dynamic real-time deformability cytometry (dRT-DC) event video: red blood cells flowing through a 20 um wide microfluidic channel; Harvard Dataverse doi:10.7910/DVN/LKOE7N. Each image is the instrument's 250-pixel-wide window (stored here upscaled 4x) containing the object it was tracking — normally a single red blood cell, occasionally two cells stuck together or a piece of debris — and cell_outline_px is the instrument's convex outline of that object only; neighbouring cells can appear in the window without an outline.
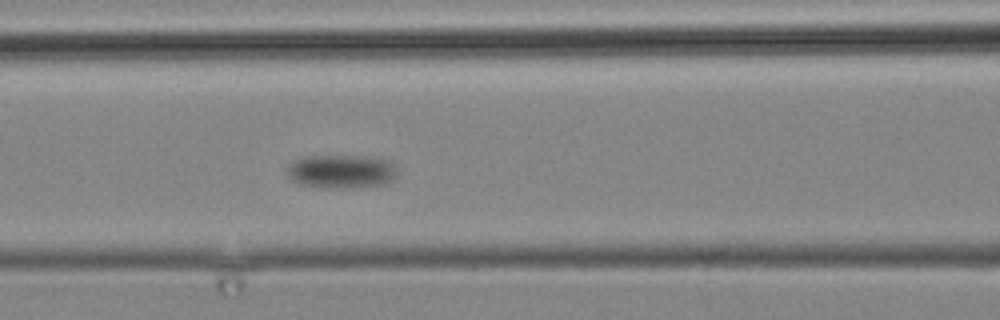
{"species": "common noctule bat (a hibernating species)", "species_latin": "Nyctalus noctula", "temperature_condition": "cold", "stored_images_in_passage": 4, "camera_frame_rate_fps": 3000, "um_per_image_px": 0.085, "animal": {"sex": "male", "body_mass_g": 19.2, "forearm_length_mm": 51.8}, "frame": {"image": 1, "passage_image": 4, "time_ms": 4.0, "image_size_px": [1000, 320], "cell_outline_px": [[396, 176], [392, 180], [384, 184], [348, 188], [328, 188], [300, 184], [292, 180], [288, 176], [288, 164], [292, 160], [304, 156], [376, 156], [388, 160], [392, 164], [396, 172]], "centroid_in_image_um": [29.0, 14.56], "position_along_channel_um": 137.6, "area_um2": 21.73}}